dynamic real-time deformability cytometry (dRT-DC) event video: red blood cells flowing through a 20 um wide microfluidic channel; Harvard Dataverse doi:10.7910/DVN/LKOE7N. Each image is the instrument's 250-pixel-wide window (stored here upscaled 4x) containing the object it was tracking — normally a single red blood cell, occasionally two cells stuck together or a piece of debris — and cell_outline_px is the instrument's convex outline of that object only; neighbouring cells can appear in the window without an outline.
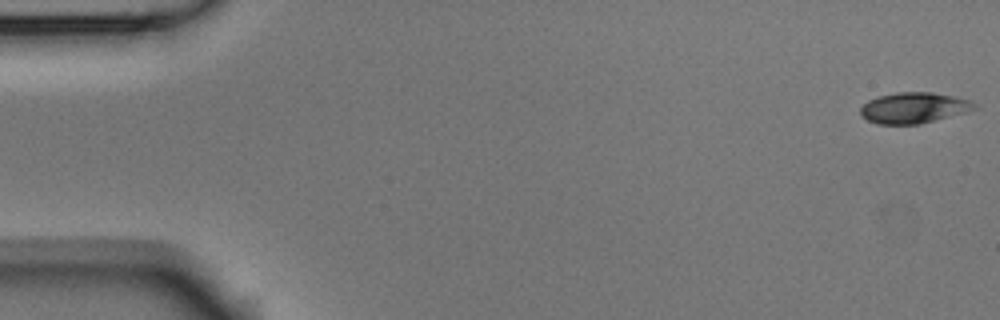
{"species": "Egyptian fruit bat (a non-hibernating species)", "species_latin": "Rousettus aegyptiacus", "temperature_condition": "room temperature", "stored_images_in_passage": 5, "segment_of_instrument_passage": [2, 2], "camera_frame_rate_fps": 3000, "um_per_image_px": 0.085, "animal": {"sex": "male"}, "frame": {"image": 1, "passage_image": 5, "time_ms": 1.333, "image_size_px": [1000, 320], "cell_outline_px": [[980, 108], [968, 112], [920, 124], [876, 124], [860, 116], [860, 108], [868, 100], [876, 96], [896, 92], [932, 92], [956, 96], [980, 104]], "centroid_in_image_um": [77.71, 9.16], "position_along_channel_um": 7.3, "area_um2": 20.92}}